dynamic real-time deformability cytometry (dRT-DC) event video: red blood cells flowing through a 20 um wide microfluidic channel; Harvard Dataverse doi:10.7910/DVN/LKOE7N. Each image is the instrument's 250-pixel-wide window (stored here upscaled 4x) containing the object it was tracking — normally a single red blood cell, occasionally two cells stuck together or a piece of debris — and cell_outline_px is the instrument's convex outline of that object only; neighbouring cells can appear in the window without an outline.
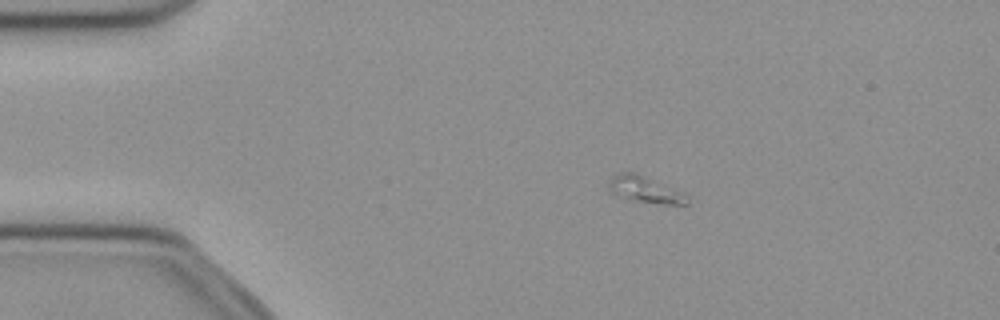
{"species": "common noctule bat (a hibernating species)", "species_latin": "Nyctalus noctula", "temperature_condition": "cold", "stored_images_in_passage": 23, "camera_frame_rate_fps": 3000, "um_per_image_px": 0.085, "animal": {"sex": "female", "body_mass_g": 21.9}, "frame": {"image": 1, "passage_image": 12, "time_ms": 3.667, "image_size_px": [1000, 320], "cell_outline_px": [[688, 204], [660, 204], [632, 200], [620, 196], [612, 192], [608, 188], [608, 184], [612, 176], [620, 172], [636, 172], [688, 196]], "centroid_in_image_um": [54.78, 16.11], "position_along_channel_um": 30.2, "area_um2": 11.73}}